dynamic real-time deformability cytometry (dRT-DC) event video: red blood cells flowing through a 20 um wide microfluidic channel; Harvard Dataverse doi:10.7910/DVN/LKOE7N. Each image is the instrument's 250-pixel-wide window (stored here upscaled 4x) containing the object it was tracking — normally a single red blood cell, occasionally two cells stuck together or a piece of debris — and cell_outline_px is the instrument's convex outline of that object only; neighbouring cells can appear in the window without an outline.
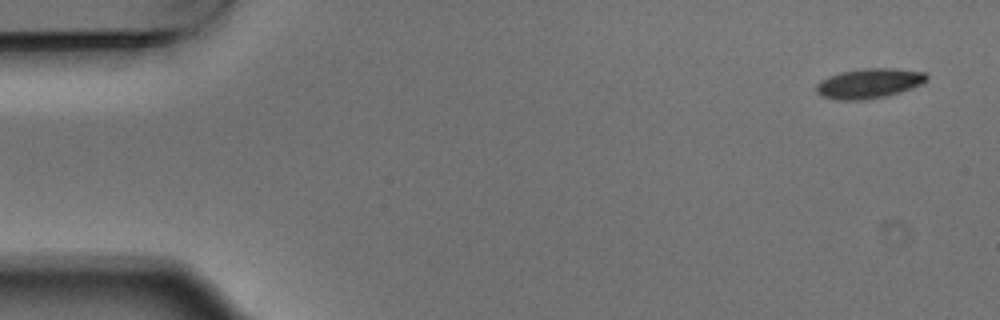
{"species": "Egyptian fruit bat (a non-hibernating species)", "species_latin": "Rousettus aegyptiacus", "temperature_condition": "warm", "stored_images_in_passage": 4, "camera_frame_rate_fps": 3000, "um_per_image_px": 0.085, "animal": {"sex": "male"}, "frame": {"image": 1, "passage_image": 1, "time_ms": 0.0, "image_size_px": [1000, 320], "cell_outline_px": [[928, 80], [912, 88], [888, 96], [868, 100], [836, 100], [820, 96], [816, 92], [816, 84], [820, 80], [828, 76], [840, 72], [864, 68], [892, 68], [924, 72], [928, 76]], "centroid_in_image_um": [73.84, 7.1], "position_along_channel_um": 11.2, "area_um2": 19.48}}
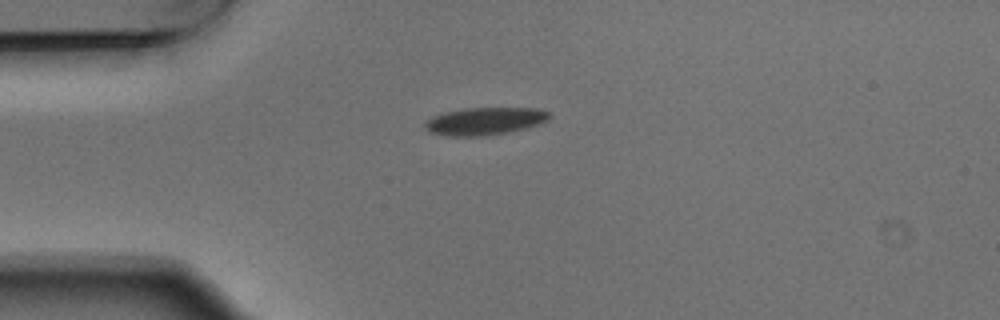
{"frame": {"image": 2, "passage_image": 3, "time_ms": 0.667, "image_size_px": [1000, 320], "cell_outline_px": [[552, 116], [536, 124], [524, 128], [508, 132], [484, 136], [448, 136], [428, 132], [424, 128], [424, 124], [432, 116], [444, 112], [464, 108], [536, 108], [548, 112]], "centroid_in_image_um": [41.13, 10.3], "position_along_channel_um": 43.9, "area_um2": 19.83}}